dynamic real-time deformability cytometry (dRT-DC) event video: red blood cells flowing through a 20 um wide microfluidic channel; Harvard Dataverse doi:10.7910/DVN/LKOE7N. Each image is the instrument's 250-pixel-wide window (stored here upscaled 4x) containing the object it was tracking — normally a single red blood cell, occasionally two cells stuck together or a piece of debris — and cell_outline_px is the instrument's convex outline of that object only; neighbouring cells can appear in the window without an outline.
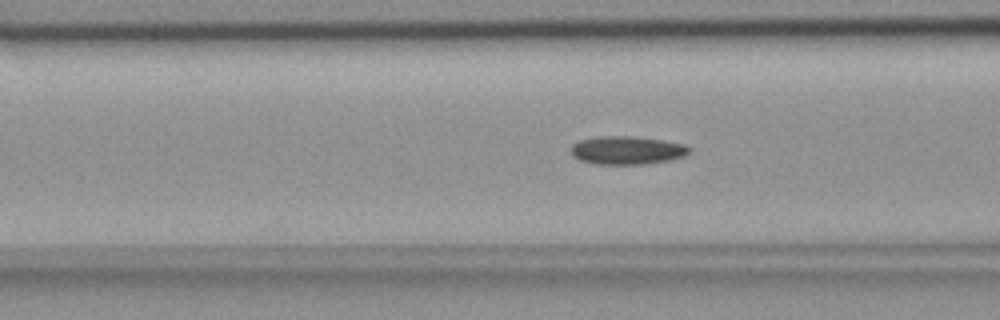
{"species": "common noctule bat (a hibernating species)", "species_latin": "Nyctalus noctula", "temperature_condition": "room temperature", "stored_images_in_passage": 54, "camera_frame_rate_fps": 3000, "um_per_image_px": 0.085, "animal": {"sex": "female", "body_mass_g": 18.4}, "frame": {"image": 1, "passage_image": 20, "time_ms": 6.333, "image_size_px": [1000, 320], "cell_outline_px": [[692, 148], [684, 156], [668, 160], [644, 164], [596, 164], [580, 160], [572, 156], [572, 144], [580, 140], [600, 136], [632, 136], [664, 140], [684, 144]], "centroid_in_image_um": [53.3, 12.77], "position_along_channel_um": 113.3, "area_um2": 19.42}}
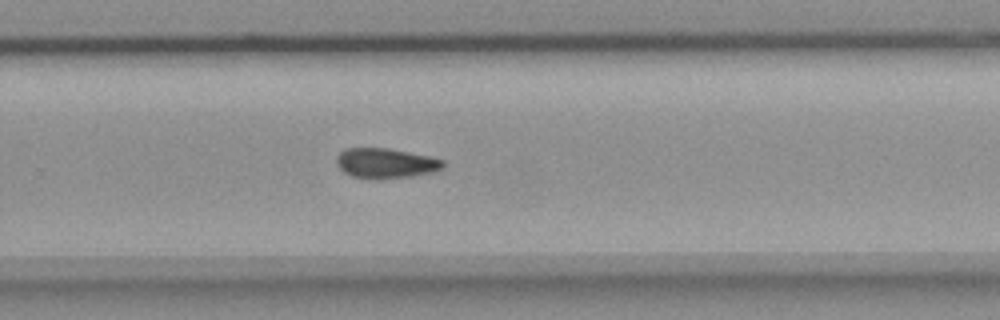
{"frame": {"image": 2, "passage_image": 35, "time_ms": 11.333, "image_size_px": [1000, 320], "cell_outline_px": [[444, 168], [432, 172], [412, 176], [380, 180], [372, 180], [352, 176], [344, 172], [336, 164], [336, 156], [344, 148], [388, 148], [428, 156], [444, 160]], "centroid_in_image_um": [32.76, 13.89], "position_along_channel_um": 297.0, "area_um2": 18.9}}
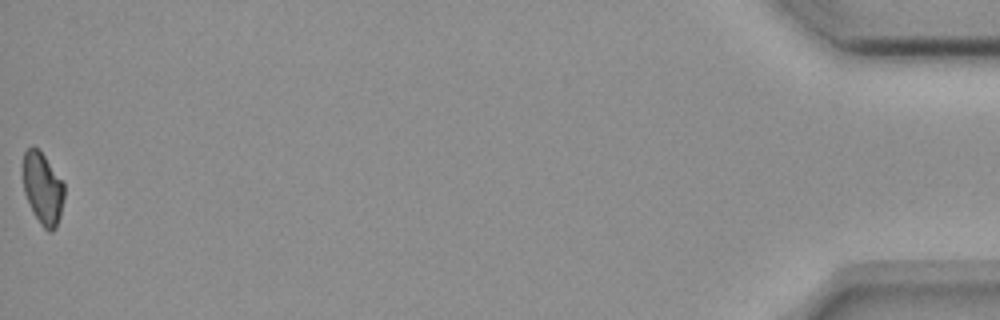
{"frame": {"image": 3, "passage_image": 54, "time_ms": 17.667, "image_size_px": [1000, 320], "cell_outline_px": [[64, 196], [60, 216], [56, 228], [52, 232], [48, 232], [40, 224], [32, 212], [24, 192], [24, 152], [32, 144], [44, 156], [64, 184]], "centroid_in_image_um": [3.64, 16.07], "position_along_channel_um": 431.6, "area_um2": 17.05}}